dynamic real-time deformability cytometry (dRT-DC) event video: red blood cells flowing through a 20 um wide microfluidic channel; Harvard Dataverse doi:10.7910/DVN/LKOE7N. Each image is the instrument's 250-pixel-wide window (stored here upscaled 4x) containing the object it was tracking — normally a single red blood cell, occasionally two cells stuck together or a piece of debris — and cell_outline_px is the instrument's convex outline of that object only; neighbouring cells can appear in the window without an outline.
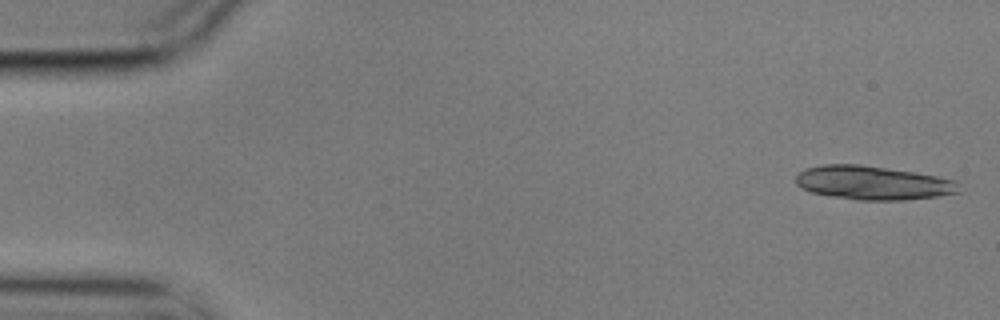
{"species": "common noctule bat (a hibernating species)", "species_latin": "Nyctalus noctula", "temperature_condition": "cold", "stored_images_in_passage": 15, "camera_frame_rate_fps": 3000, "um_per_image_px": 0.085, "animal": {"sex": "male", "body_mass_g": 17.9}, "frame": {"image": 1, "passage_image": 1, "time_ms": 0.0, "image_size_px": [1000, 320], "cell_outline_px": [[964, 192], [936, 196], [904, 200], [856, 200], [832, 196], [812, 192], [796, 184], [796, 176], [800, 172], [808, 168], [820, 164], [860, 164], [916, 172], [956, 180]], "centroid_in_image_um": [74.26, 15.54], "position_along_channel_um": 10.7, "area_um2": 32.25}}